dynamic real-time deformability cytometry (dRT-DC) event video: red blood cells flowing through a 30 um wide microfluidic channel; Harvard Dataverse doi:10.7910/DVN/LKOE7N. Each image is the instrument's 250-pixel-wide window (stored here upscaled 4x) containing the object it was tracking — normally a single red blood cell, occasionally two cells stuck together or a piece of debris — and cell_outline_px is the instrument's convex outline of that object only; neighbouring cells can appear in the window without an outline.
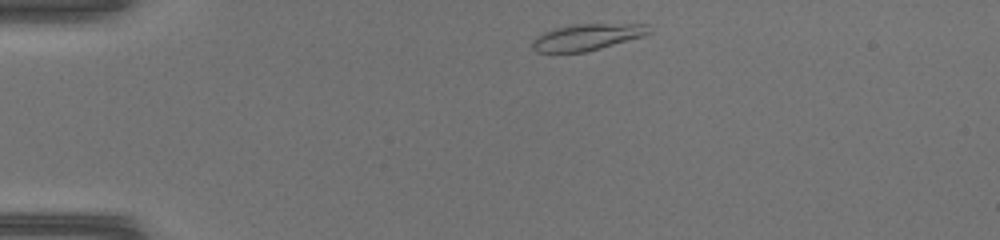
{"species": "common noctule bat (a hibernating species)", "species_latin": "Nyctalus noctula", "temperature_condition": "warm", "stored_images_in_passage": 37, "camera_frame_rate_fps": 3000, "um_per_image_px": 0.085, "animal": {"sex": "female", "body_mass_g": 17.0, "forearm_length_mm": 48.0}, "frame": {"image": 1, "passage_image": 1, "time_ms": 0.0, "image_size_px": [1000, 240], "cell_outline_px": [[652, 32], [640, 36], [600, 48], [584, 52], [536, 52], [532, 48], [532, 44], [540, 36], [548, 32], [560, 28], [580, 24], [644, 24]], "centroid_in_image_um": [49.92, 3.16], "position_along_channel_um": 35.1, "area_um2": 16.99}}
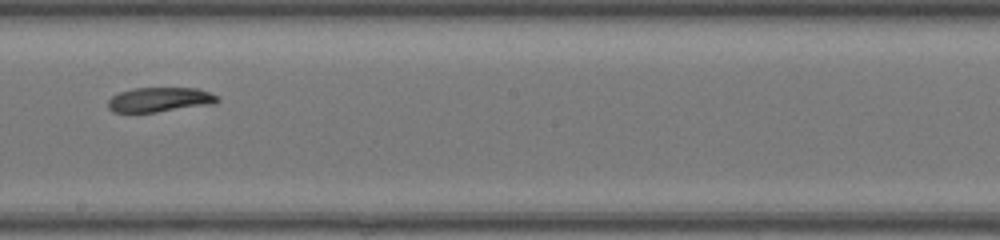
{"frame": {"image": 2, "passage_image": 18, "time_ms": 5.667, "image_size_px": [1000, 240], "cell_outline_px": [[220, 100], [212, 104], [156, 112], [112, 112], [108, 108], [108, 100], [112, 96], [120, 92], [136, 88], [196, 88], [208, 92], [216, 96]], "centroid_in_image_um": [13.54, 8.47], "position_along_channel_um": 234.7, "area_um2": 15.49}}
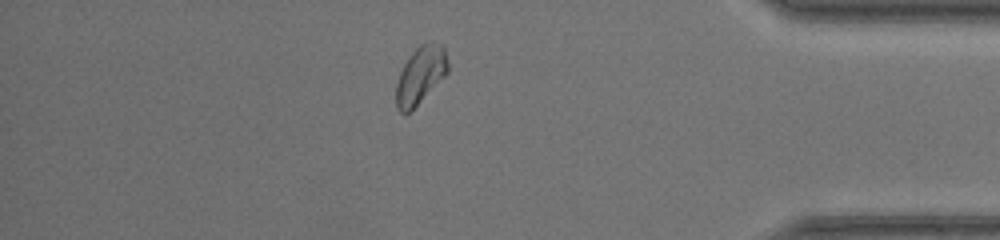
{"frame": {"image": 3, "passage_image": 31, "time_ms": 10.0, "image_size_px": [1000, 240], "cell_outline_px": [[448, 72], [408, 112], [400, 112], [396, 104], [396, 84], [400, 72], [404, 64], [412, 52], [420, 44], [432, 40], [440, 44], [444, 48], [448, 64]], "centroid_in_image_um": [35.74, 6.32], "position_along_channel_um": 399.5, "area_um2": 16.82}}